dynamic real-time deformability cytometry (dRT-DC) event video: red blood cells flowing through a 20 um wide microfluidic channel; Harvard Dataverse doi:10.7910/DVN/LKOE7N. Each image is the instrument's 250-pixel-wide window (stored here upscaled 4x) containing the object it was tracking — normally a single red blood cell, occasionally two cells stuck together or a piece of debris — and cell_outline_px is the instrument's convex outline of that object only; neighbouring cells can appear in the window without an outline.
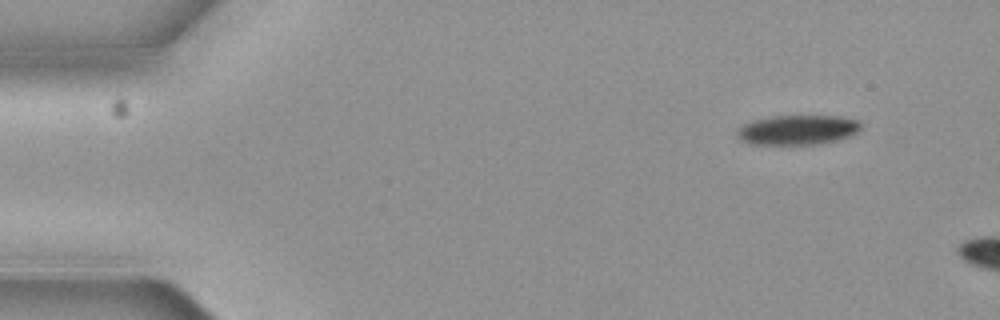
{"species": "common noctule bat (a hibernating species)", "species_latin": "Nyctalus noctula", "temperature_condition": "cold", "stored_images_in_passage": 2, "camera_frame_rate_fps": 3000, "um_per_image_px": 0.085, "animal": {"sex": "female", "body_mass_g": 19.3, "forearm_length_mm": 54.1}, "frame": {"image": 1, "passage_image": 1, "time_ms": 0.0, "image_size_px": [1000, 320], "cell_outline_px": [[860, 128], [856, 132], [848, 136], [836, 140], [812, 144], [748, 144], [740, 140], [736, 136], [736, 132], [744, 124], [752, 120], [772, 116], [840, 116], [860, 120]], "centroid_in_image_um": [67.75, 11.03], "position_along_channel_um": 17.2, "area_um2": 21.33}}